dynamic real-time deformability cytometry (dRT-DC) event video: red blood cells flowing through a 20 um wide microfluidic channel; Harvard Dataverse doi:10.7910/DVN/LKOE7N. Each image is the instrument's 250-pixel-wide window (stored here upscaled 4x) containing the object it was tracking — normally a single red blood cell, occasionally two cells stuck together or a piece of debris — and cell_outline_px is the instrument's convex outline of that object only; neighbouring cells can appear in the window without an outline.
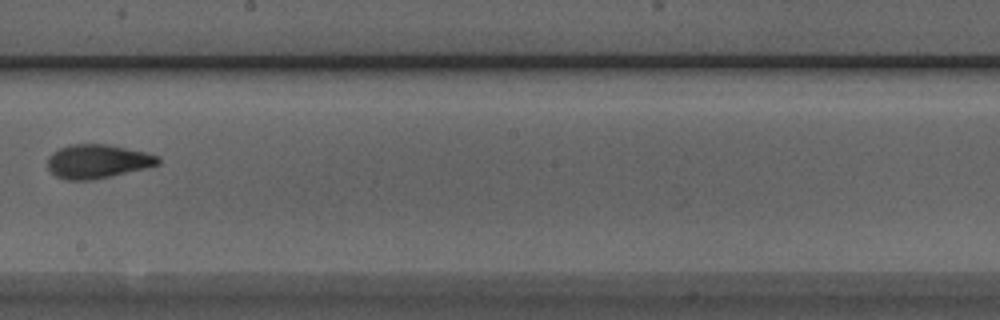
{"species": "Egyptian fruit bat (a non-hibernating species)", "species_latin": "Rousettus aegyptiacus", "temperature_condition": "room temperature", "stored_images_in_passage": 9, "camera_frame_rate_fps": 3000, "um_per_image_px": 0.085, "animal": {"sex": "male"}, "frame": {"image": 1, "passage_image": 9, "time_ms": 2.667, "image_size_px": [1000, 320], "cell_outline_px": [[160, 164], [144, 168], [92, 180], [64, 180], [56, 176], [48, 168], [48, 156], [52, 152], [60, 148], [72, 144], [108, 144], [144, 152], [156, 156], [160, 160]], "centroid_in_image_um": [8.24, 13.71], "position_along_channel_um": 240.0, "area_um2": 21.56}}